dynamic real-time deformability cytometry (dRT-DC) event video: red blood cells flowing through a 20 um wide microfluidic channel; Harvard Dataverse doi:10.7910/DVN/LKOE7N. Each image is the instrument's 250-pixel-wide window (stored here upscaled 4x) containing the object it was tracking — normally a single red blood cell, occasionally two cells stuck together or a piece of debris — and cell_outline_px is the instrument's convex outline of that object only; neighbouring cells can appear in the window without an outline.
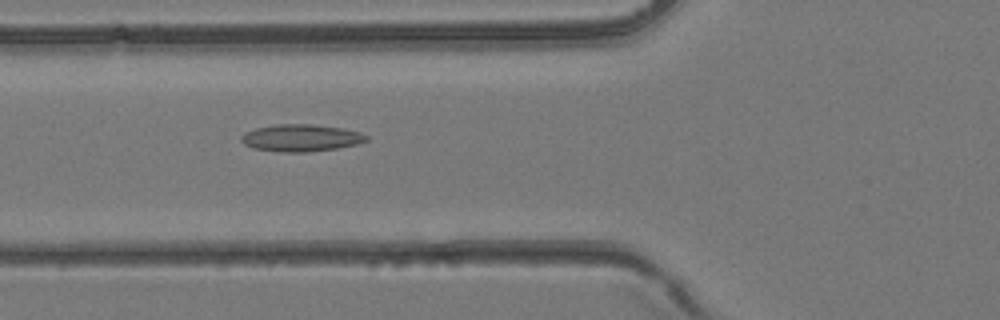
{"species": "common noctule bat (a hibernating species)", "species_latin": "Nyctalus noctula", "temperature_condition": "room temperature", "stored_images_in_passage": 42, "camera_frame_rate_fps": 3000, "um_per_image_px": 0.085, "animal": {"sex": "female", "body_mass_g": 24.6, "forearm_length_mm": 56.2}, "frame": {"image": 1, "passage_image": 15, "time_ms": 4.667, "image_size_px": [1000, 320], "cell_outline_px": [[368, 140], [360, 144], [336, 148], [304, 152], [280, 152], [252, 148], [244, 144], [240, 140], [240, 136], [244, 132], [256, 128], [276, 124], [312, 124], [340, 128], [360, 132], [368, 136]], "centroid_in_image_um": [25.56, 11.72], "position_along_channel_um": 100.2, "area_um2": 19.83}}
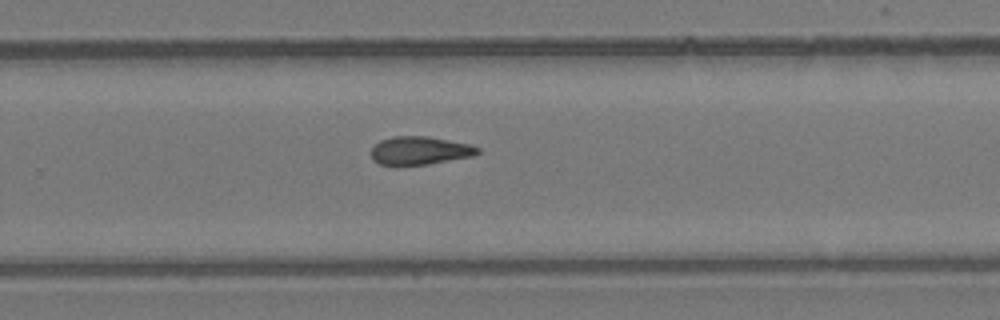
{"frame": {"image": 2, "passage_image": 27, "time_ms": 8.667, "image_size_px": [1000, 320], "cell_outline_px": [[480, 152], [472, 156], [428, 164], [396, 168], [380, 164], [372, 160], [372, 148], [380, 140], [392, 136], [428, 136], [468, 144], [480, 148]], "centroid_in_image_um": [35.62, 12.83], "position_along_channel_um": 294.2, "area_um2": 17.92}}
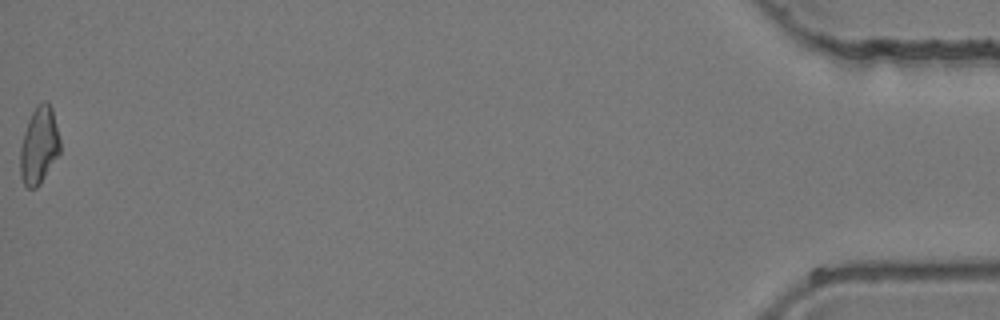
{"frame": {"image": 3, "passage_image": 42, "time_ms": 13.667, "image_size_px": [1000, 320], "cell_outline_px": [[60, 152], [40, 184], [36, 188], [28, 188], [24, 184], [20, 176], [20, 148], [24, 132], [28, 120], [36, 104], [44, 100], [48, 100], [52, 108], [60, 140]], "centroid_in_image_um": [3.31, 12.34], "position_along_channel_um": 431.9, "area_um2": 17.98}}